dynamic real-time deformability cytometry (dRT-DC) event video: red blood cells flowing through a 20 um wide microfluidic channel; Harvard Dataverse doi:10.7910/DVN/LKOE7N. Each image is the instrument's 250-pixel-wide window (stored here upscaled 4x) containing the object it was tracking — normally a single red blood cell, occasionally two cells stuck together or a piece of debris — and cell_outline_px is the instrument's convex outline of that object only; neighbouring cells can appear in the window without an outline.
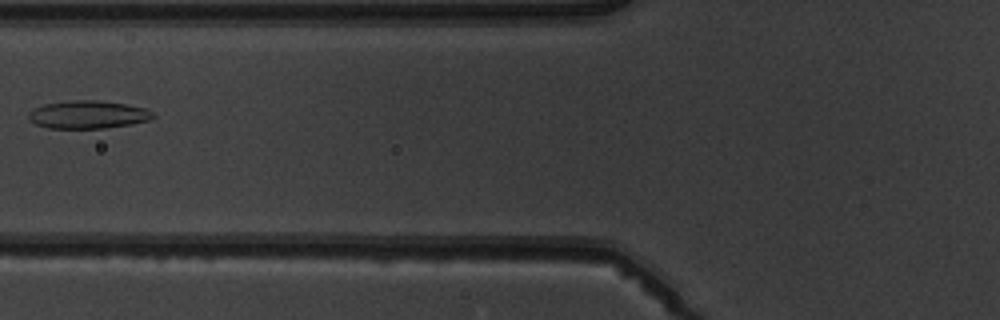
{"species": "common noctule bat (a hibernating species)", "species_latin": "Nyctalus noctula", "temperature_condition": "warm", "stored_images_in_passage": 8, "segment_of_instrument_passage": [1, 2], "camera_frame_rate_fps": 3000, "um_per_image_px": 0.085, "animal": {"sex": "male", "body_mass_g": 19.5, "forearm_length_mm": 54.6}, "frame": {"image": 1, "passage_image": 6, "time_ms": 6.0, "image_size_px": [1000, 320], "cell_outline_px": [[156, 116], [152, 120], [132, 124], [104, 128], [48, 128], [36, 124], [28, 120], [28, 112], [32, 108], [44, 104], [72, 100], [96, 100], [128, 104], [144, 108], [152, 112]], "centroid_in_image_um": [7.47, 9.74], "position_along_channel_um": 118.3, "area_um2": 20.46}}
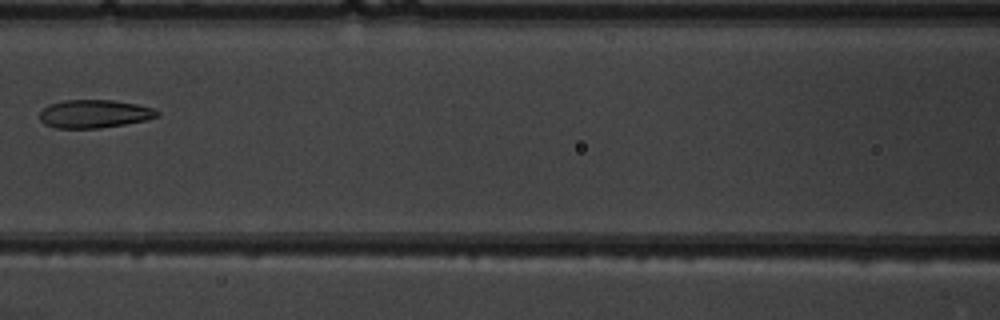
{"frame": {"image": 2, "passage_image": 7, "time_ms": 7.0, "image_size_px": [1000, 320], "cell_outline_px": [[160, 116], [148, 120], [100, 128], [56, 128], [44, 124], [40, 120], [40, 112], [48, 104], [64, 100], [112, 100], [136, 104], [152, 108], [160, 112]], "centroid_in_image_um": [8.02, 9.68], "position_along_channel_um": 158.6, "area_um2": 19.36}}